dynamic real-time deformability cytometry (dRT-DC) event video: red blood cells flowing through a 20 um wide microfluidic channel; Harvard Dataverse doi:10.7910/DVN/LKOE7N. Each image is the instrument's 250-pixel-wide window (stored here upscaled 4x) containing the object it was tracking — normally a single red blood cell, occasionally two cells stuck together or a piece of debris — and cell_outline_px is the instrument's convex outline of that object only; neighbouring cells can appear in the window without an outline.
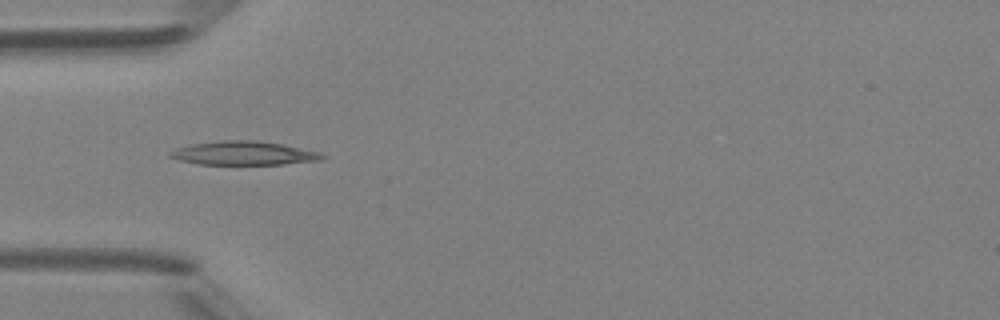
{"species": "Egyptian fruit bat (a non-hibernating species)", "species_latin": "Rousettus aegyptiacus", "temperature_condition": "room temperature", "stored_images_in_passage": 6, "camera_frame_rate_fps": 3000, "um_per_image_px": 0.085, "animal": {"sex": "female"}, "frame": {"image": 1, "passage_image": 5, "time_ms": 4.667, "image_size_px": [1000, 320], "cell_outline_px": [[328, 156], [320, 160], [284, 164], [200, 164], [180, 160], [168, 156], [168, 152], [176, 148], [192, 144], [224, 140], [256, 140], [284, 144], [320, 152]], "centroid_in_image_um": [20.75, 13.01], "position_along_channel_um": 64.3, "area_um2": 21.04}}
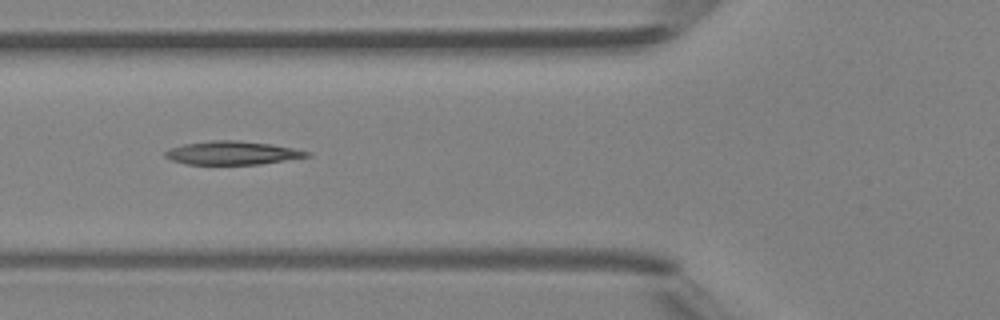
{"frame": {"image": 2, "passage_image": 6, "time_ms": 5.667, "image_size_px": [1000, 320], "cell_outline_px": [[312, 156], [260, 164], [184, 164], [172, 160], [164, 156], [164, 152], [168, 148], [184, 144], [212, 140], [236, 140], [272, 144], [312, 152]], "centroid_in_image_um": [19.74, 12.99], "position_along_channel_um": 106.1, "area_um2": 19.42}}